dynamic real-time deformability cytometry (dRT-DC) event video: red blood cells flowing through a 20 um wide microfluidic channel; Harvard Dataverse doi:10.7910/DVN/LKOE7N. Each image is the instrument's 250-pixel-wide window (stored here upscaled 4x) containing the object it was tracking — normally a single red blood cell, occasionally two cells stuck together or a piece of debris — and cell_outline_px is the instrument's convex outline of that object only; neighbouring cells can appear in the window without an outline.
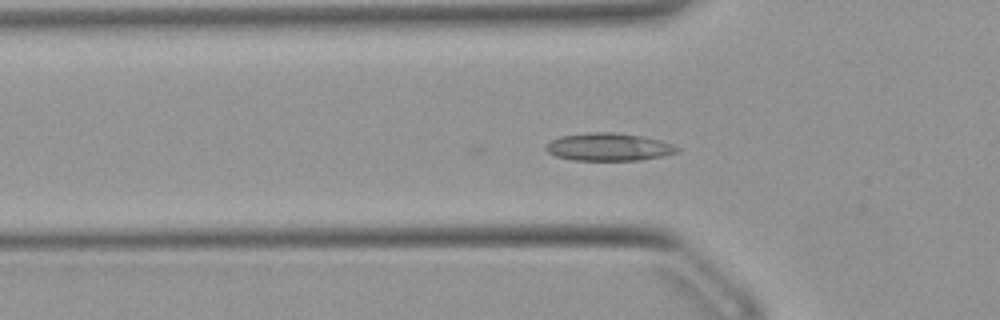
{"species": "Egyptian fruit bat (a non-hibernating species)", "species_latin": "Rousettus aegyptiacus", "temperature_condition": "warm", "stored_images_in_passage": 38, "camera_frame_rate_fps": 3000, "um_per_image_px": 0.085, "animal": {"sex": "female"}, "frame": {"image": 1, "passage_image": 13, "time_ms": 4.0, "image_size_px": [1000, 320], "cell_outline_px": [[680, 152], [664, 156], [640, 160], [572, 160], [556, 156], [548, 152], [544, 148], [552, 140], [560, 136], [588, 132], [616, 132], [640, 136], [660, 140], [672, 144], [680, 148]], "centroid_in_image_um": [51.76, 12.49], "position_along_channel_um": 74.0, "area_um2": 21.27}}
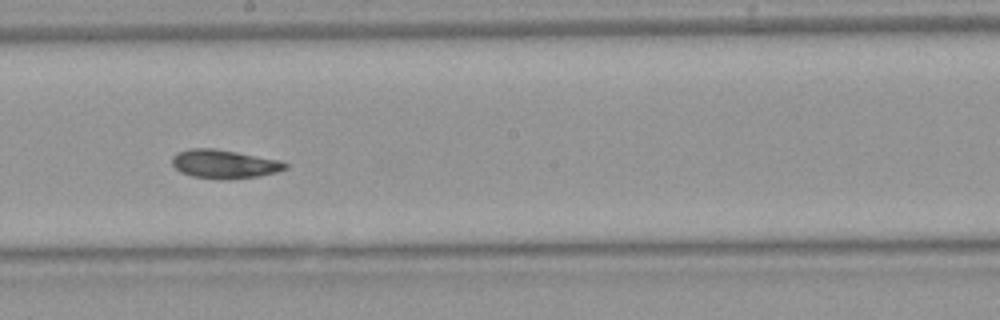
{"frame": {"image": 2, "passage_image": 25, "time_ms": 8.0, "image_size_px": [1000, 320], "cell_outline_px": [[288, 168], [276, 172], [260, 176], [192, 176], [180, 172], [172, 164], [172, 156], [176, 152], [188, 148], [216, 148], [280, 160], [288, 164]], "centroid_in_image_um": [19.04, 13.87], "position_along_channel_um": 229.2, "area_um2": 18.15}}
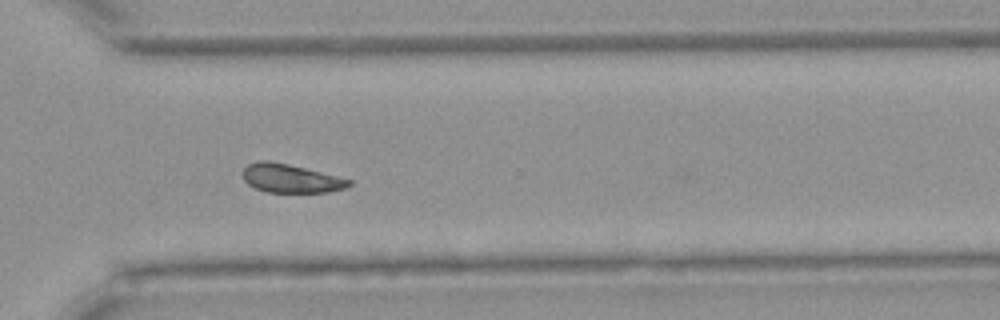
{"frame": {"image": 3, "passage_image": 34, "time_ms": 11.0, "image_size_px": [1000, 320], "cell_outline_px": [[352, 184], [344, 188], [328, 192], [264, 192], [248, 184], [244, 180], [244, 168], [248, 164], [260, 160], [268, 160], [288, 164], [352, 180]], "centroid_in_image_um": [24.69, 15.17], "position_along_channel_um": 345.9, "area_um2": 17.46}, "authors_computed_cell_mechanics": {"area_um2": 19.2474, "velocity_mm_per_s": 3.8752, "shape_relaxation_time_tau1_ms": null, "shape_relaxation_time_tau2_ms": 4.4705, "deformation_change_tau1": null, "deformation_change_tau2": 0.0747}}